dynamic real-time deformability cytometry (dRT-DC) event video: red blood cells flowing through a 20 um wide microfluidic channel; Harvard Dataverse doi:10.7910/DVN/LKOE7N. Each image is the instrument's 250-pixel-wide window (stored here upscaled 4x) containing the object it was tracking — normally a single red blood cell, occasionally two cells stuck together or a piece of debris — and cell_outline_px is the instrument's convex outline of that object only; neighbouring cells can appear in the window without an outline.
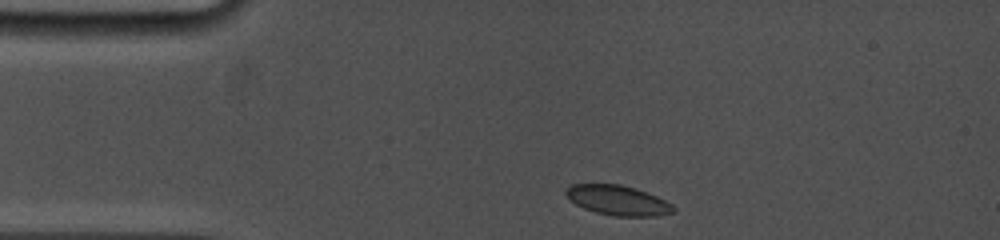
{"species": "common noctule bat (a hibernating species)", "species_latin": "Nyctalus noctula", "temperature_condition": "cold", "stored_images_in_passage": 5, "camera_frame_rate_fps": 5000, "um_per_image_px": 0.085, "animal": {"sex": "female", "body_mass_g": 19.0, "forearm_length_mm": 53.3}, "frame": {"image": 1, "passage_image": 1, "time_ms": 0.0, "image_size_px": [1000, 240], "cell_outline_px": [[676, 212], [656, 216], [612, 216], [596, 212], [584, 208], [576, 204], [564, 192], [572, 184], [620, 184], [636, 188], [656, 196], [672, 204], [676, 208]], "centroid_in_image_um": [52.56, 17.03], "position_along_channel_um": 32.4, "area_um2": 18.61}}
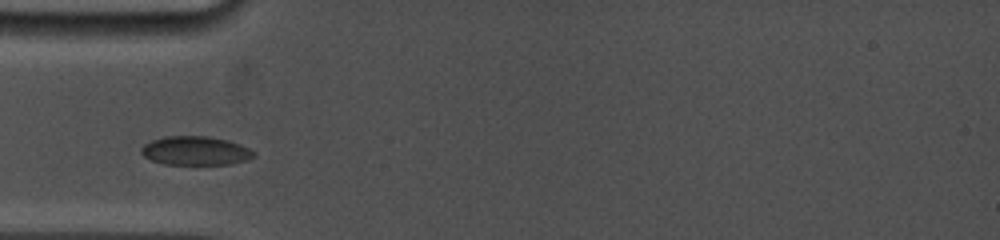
{"frame": {"image": 2, "passage_image": 4, "time_ms": 2.0, "image_size_px": [1000, 240], "cell_outline_px": [[256, 156], [248, 160], [232, 164], [164, 164], [152, 160], [144, 156], [140, 152], [140, 148], [144, 144], [152, 140], [164, 136], [208, 136], [228, 140], [240, 144], [256, 152]], "centroid_in_image_um": [16.64, 12.81], "position_along_channel_um": 68.4, "area_um2": 19.07}}